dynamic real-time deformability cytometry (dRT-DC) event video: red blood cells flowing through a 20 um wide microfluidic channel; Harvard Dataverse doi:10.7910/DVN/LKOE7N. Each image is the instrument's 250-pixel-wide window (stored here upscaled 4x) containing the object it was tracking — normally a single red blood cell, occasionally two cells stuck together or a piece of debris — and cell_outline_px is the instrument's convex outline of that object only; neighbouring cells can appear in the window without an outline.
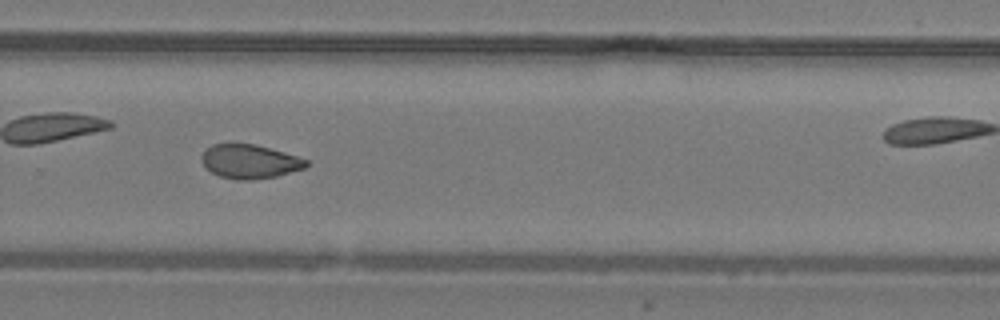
{"species": "common noctule bat (a hibernating species)", "species_latin": "Nyctalus noctula", "temperature_condition": "warm", "stored_images_in_passage": 24, "camera_frame_rate_fps": 3000, "um_per_image_px": 0.085, "animal": {"sex": "male", "body_mass_g": 19.2, "forearm_length_mm": 51.8}, "frame": {"image": 1, "passage_image": 17, "time_ms": 5.333, "image_size_px": [1000, 320], "cell_outline_px": [[308, 164], [304, 168], [276, 176], [252, 180], [236, 180], [220, 176], [212, 172], [200, 160], [200, 156], [212, 144], [256, 144], [284, 152], [308, 160]], "centroid_in_image_um": [21.22, 13.73], "position_along_channel_um": 308.6, "area_um2": 20.52}}